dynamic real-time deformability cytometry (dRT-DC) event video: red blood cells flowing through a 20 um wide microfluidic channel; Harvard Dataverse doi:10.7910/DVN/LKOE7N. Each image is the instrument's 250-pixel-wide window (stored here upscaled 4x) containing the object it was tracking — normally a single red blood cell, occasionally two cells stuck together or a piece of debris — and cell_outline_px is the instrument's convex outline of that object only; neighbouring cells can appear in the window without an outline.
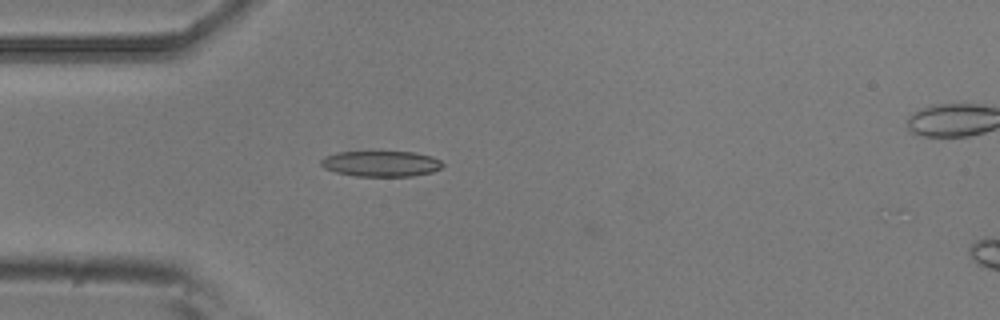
{"species": "common noctule bat (a hibernating species)", "species_latin": "Nyctalus noctula", "temperature_condition": "room temperature", "stored_images_in_passage": 2, "camera_frame_rate_fps": 3000, "um_per_image_px": 0.085, "animal": {"sex": "male", "body_mass_g": 20.5, "forearm_length_mm": 52.5}, "frame": {"image": 1, "passage_image": 1, "time_ms": 0.0, "image_size_px": [1000, 320], "cell_outline_px": [[444, 164], [440, 168], [432, 172], [412, 176], [356, 176], [336, 172], [324, 168], [320, 164], [320, 160], [324, 156], [336, 152], [412, 152], [432, 156], [440, 160]], "centroid_in_image_um": [32.37, 13.91], "position_along_channel_um": 52.6, "area_um2": 18.21}}